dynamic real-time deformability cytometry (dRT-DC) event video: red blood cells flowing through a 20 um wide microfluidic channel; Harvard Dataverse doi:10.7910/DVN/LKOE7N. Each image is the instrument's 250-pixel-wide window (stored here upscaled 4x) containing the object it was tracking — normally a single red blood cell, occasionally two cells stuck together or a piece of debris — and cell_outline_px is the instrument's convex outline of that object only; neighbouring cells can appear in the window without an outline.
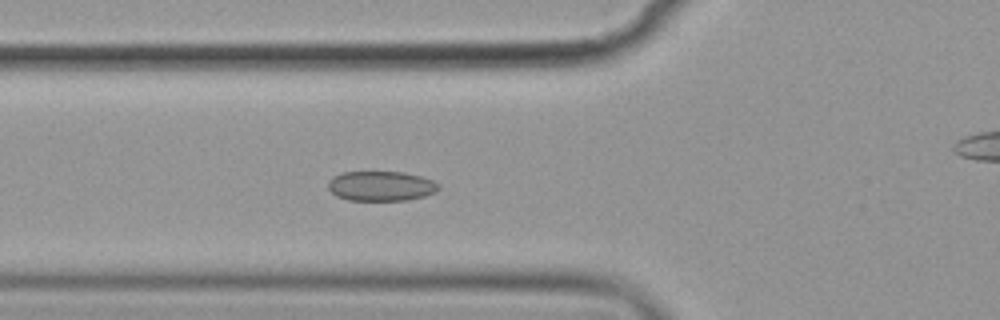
{"species": "common noctule bat (a hibernating species)", "species_latin": "Nyctalus noctula", "temperature_condition": "cold", "stored_images_in_passage": 6, "camera_frame_rate_fps": 3000, "um_per_image_px": 0.085, "animal": {"sex": "female", "body_mass_g": 19.9}, "frame": {"image": 1, "passage_image": 5, "time_ms": 4.667, "image_size_px": [1000, 320], "cell_outline_px": [[440, 188], [436, 192], [424, 196], [404, 200], [348, 200], [336, 196], [328, 188], [328, 180], [332, 176], [344, 172], [404, 172], [420, 176], [432, 180], [440, 184]], "centroid_in_image_um": [32.38, 15.81], "position_along_channel_um": 93.4, "area_um2": 19.25}}